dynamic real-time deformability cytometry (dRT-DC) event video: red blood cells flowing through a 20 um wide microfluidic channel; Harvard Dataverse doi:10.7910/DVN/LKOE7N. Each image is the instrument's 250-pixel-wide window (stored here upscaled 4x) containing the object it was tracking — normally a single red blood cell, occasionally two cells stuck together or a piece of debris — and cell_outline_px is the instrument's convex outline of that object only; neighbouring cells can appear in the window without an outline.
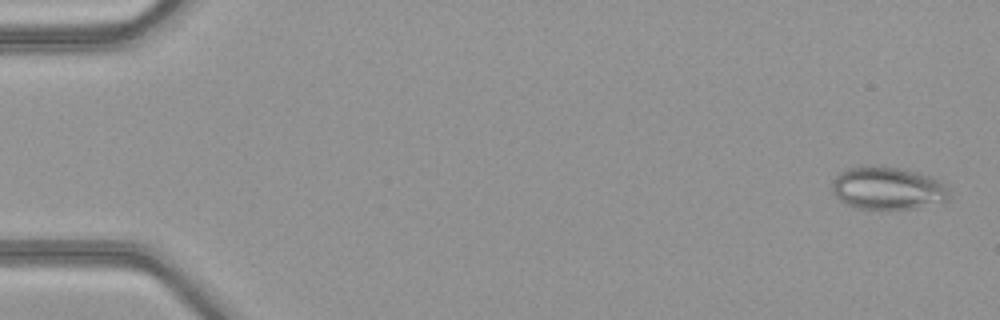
{"species": "common noctule bat (a hibernating species)", "species_latin": "Nyctalus noctula", "temperature_condition": "warm", "stored_images_in_passage": 50, "camera_frame_rate_fps": 3000, "um_per_image_px": 0.085, "animal": {"sex": "female", "body_mass_g": 21.9}, "frame": {"image": 1, "passage_image": 2, "time_ms": 0.333, "image_size_px": [1000, 320], "cell_outline_px": [[948, 200], [916, 208], [856, 208], [840, 200], [832, 192], [832, 184], [836, 176], [840, 172], [848, 168], [860, 164], [872, 164], [900, 168], [920, 172], [940, 180], [948, 188]], "centroid_in_image_um": [75.44, 15.95], "position_along_channel_um": 9.6, "area_um2": 29.36}}
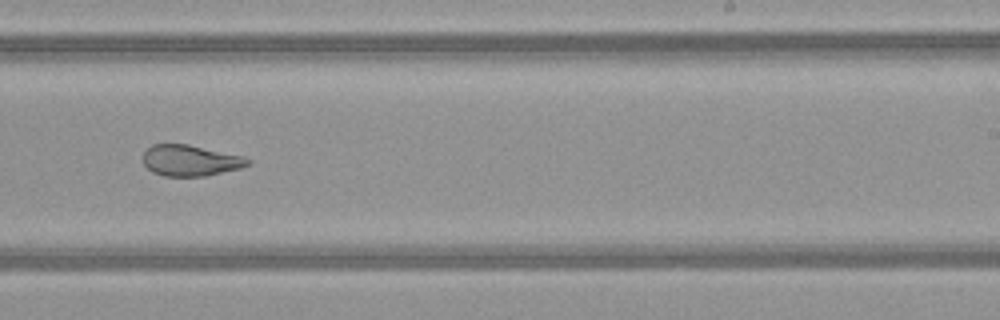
{"frame": {"image": 2, "passage_image": 32, "time_ms": 10.333, "image_size_px": [1000, 320], "cell_outline_px": [[252, 160], [248, 164], [240, 168], [204, 176], [164, 176], [152, 172], [144, 164], [144, 152], [152, 144], [188, 144], [244, 156]], "centroid_in_image_um": [16.18, 13.63], "position_along_channel_um": 272.8, "area_um2": 18.84}}
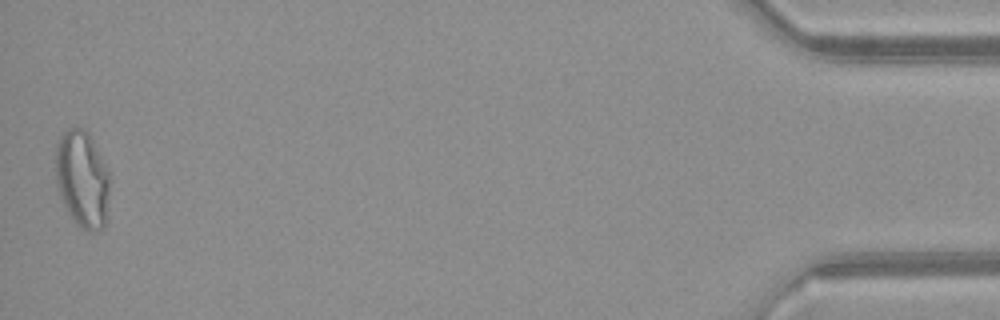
{"frame": {"image": 3, "passage_image": 50, "time_ms": 16.333, "image_size_px": [1000, 320], "cell_outline_px": [[112, 180], [108, 216], [104, 228], [92, 232], [88, 232], [76, 224], [64, 204], [60, 196], [56, 184], [56, 144], [60, 136], [68, 128], [84, 128], [88, 132], [112, 176]], "centroid_in_image_um": [7.05, 15.26], "position_along_channel_um": 428.1, "area_um2": 31.44}, "authors_computed_cell_mechanics": {"area_um2": 25.1141, "velocity_mm_per_s": 4.1398, "shape_relaxation_time_tau1_ms": null, "shape_relaxation_time_tau2_ms": 1.435, "deformation_change_tau1": null, "deformation_change_tau2": 0.0885}}